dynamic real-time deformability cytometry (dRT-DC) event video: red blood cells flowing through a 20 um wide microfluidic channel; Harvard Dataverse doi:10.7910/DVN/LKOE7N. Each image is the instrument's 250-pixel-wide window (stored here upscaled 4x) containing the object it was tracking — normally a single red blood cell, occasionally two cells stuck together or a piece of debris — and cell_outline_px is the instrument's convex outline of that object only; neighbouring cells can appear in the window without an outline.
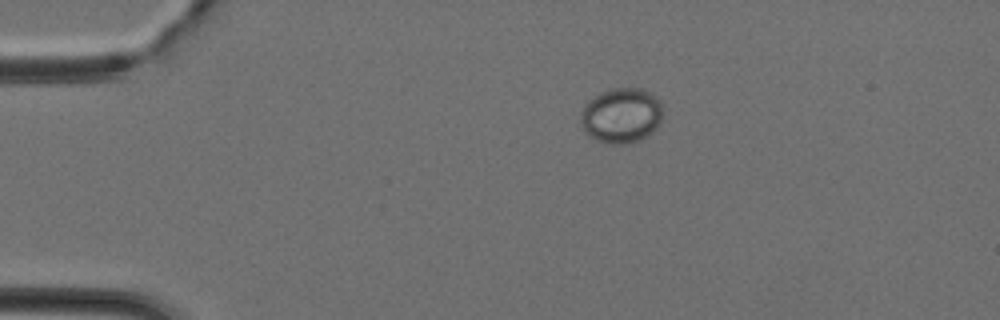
{"species": "Egyptian fruit bat (a non-hibernating species)", "species_latin": "Rousettus aegyptiacus", "temperature_condition": "cold", "stored_images_in_passage": 38, "camera_frame_rate_fps": 3000, "um_per_image_px": 0.085, "animal": {"sex": "female"}, "frame": {"image": 1, "passage_image": 1, "time_ms": 0.0, "image_size_px": [1000, 320], "cell_outline_px": [[664, 112], [660, 124], [652, 132], [640, 140], [624, 144], [612, 144], [596, 140], [588, 136], [584, 132], [580, 124], [580, 112], [584, 104], [588, 100], [600, 92], [612, 88], [640, 88], [648, 92], [660, 100]], "centroid_in_image_um": [52.8, 9.82], "position_along_channel_um": 32.2, "area_um2": 26.88}}
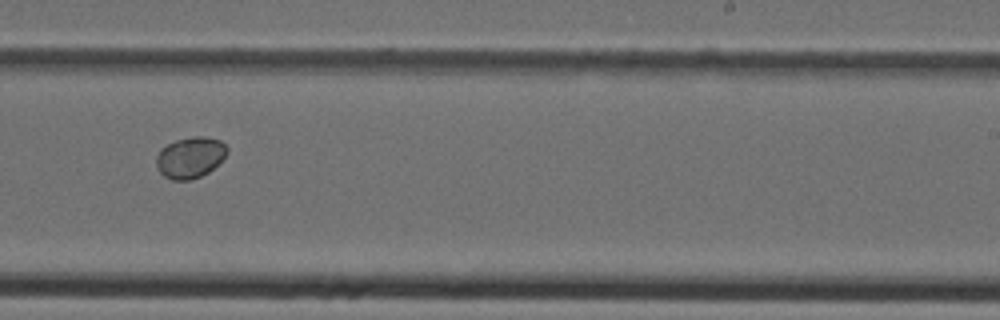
{"frame": {"image": 2, "passage_image": 21, "time_ms": 6.667, "image_size_px": [1000, 320], "cell_outline_px": [[228, 152], [208, 172], [200, 176], [188, 180], [172, 180], [164, 176], [156, 168], [156, 156], [160, 148], [176, 140], [196, 136], [204, 136], [220, 140], [228, 148]], "centroid_in_image_um": [16.13, 13.38], "position_along_channel_um": 272.9, "area_um2": 16.82}}
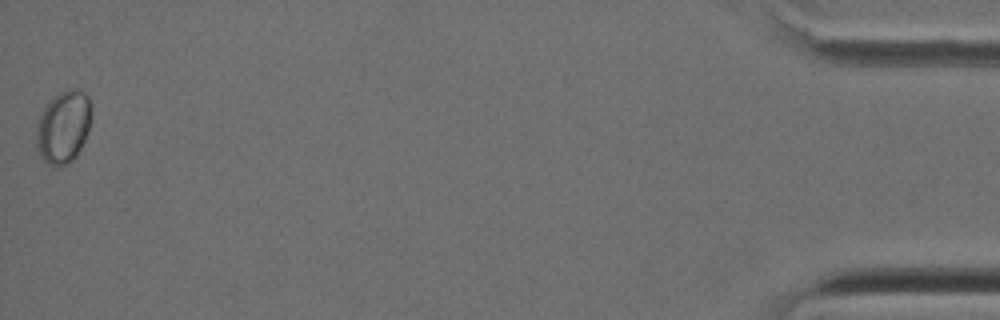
{"frame": {"image": 3, "passage_image": 38, "time_ms": 12.333, "image_size_px": [1000, 320], "cell_outline_px": [[92, 112], [88, 132], [76, 156], [72, 160], [56, 168], [48, 164], [40, 156], [36, 144], [36, 136], [40, 116], [44, 108], [60, 92], [68, 88], [72, 88], [84, 92], [88, 96], [92, 108]], "centroid_in_image_um": [5.41, 10.79], "position_along_channel_um": 429.8, "area_um2": 23.06}}